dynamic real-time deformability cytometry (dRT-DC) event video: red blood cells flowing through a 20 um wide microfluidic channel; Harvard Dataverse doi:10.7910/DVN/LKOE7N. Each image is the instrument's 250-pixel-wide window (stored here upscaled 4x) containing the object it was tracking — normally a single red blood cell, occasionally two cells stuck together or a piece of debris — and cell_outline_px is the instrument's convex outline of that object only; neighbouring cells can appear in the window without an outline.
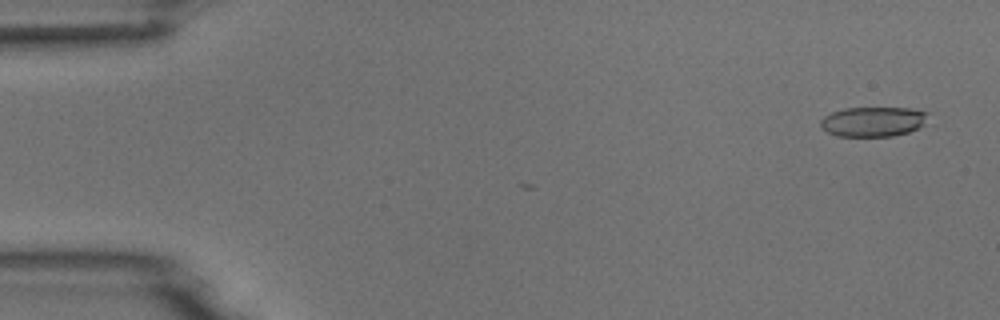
{"species": "common noctule bat (a hibernating species)", "species_latin": "Nyctalus noctula", "temperature_condition": "room temperature", "stored_images_in_passage": 5, "camera_frame_rate_fps": 3000, "um_per_image_px": 0.085, "animal": {"sex": "male", "body_mass_g": 18.8}, "frame": {"image": 1, "passage_image": 1, "time_ms": 0.0, "image_size_px": [1000, 320], "cell_outline_px": [[928, 112], [924, 124], [908, 132], [892, 136], [836, 136], [828, 132], [820, 124], [820, 120], [824, 116], [832, 112], [844, 108], [908, 108]], "centroid_in_image_um": [74.19, 10.33], "position_along_channel_um": 10.8, "area_um2": 18.5}}
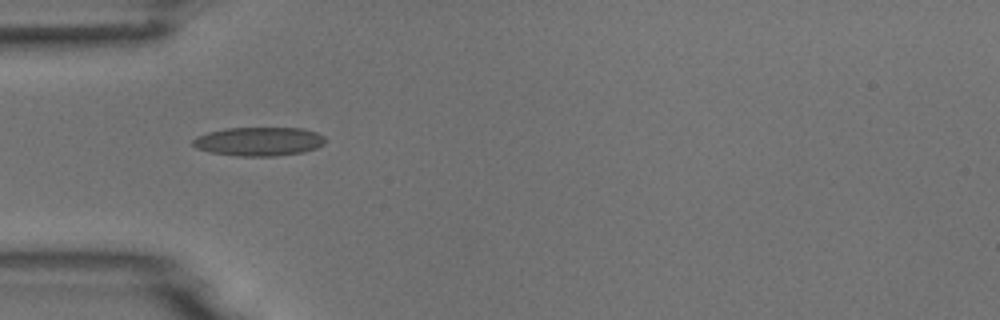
{"frame": {"image": 2, "passage_image": 4, "time_ms": 4.667, "image_size_px": [1000, 320], "cell_outline_px": [[324, 144], [316, 148], [304, 152], [276, 156], [236, 156], [212, 152], [196, 148], [192, 144], [192, 140], [196, 136], [208, 132], [224, 128], [304, 128], [316, 132], [324, 136]], "centroid_in_image_um": [22.0, 12.02], "position_along_channel_um": 63.0, "area_um2": 22.31}}